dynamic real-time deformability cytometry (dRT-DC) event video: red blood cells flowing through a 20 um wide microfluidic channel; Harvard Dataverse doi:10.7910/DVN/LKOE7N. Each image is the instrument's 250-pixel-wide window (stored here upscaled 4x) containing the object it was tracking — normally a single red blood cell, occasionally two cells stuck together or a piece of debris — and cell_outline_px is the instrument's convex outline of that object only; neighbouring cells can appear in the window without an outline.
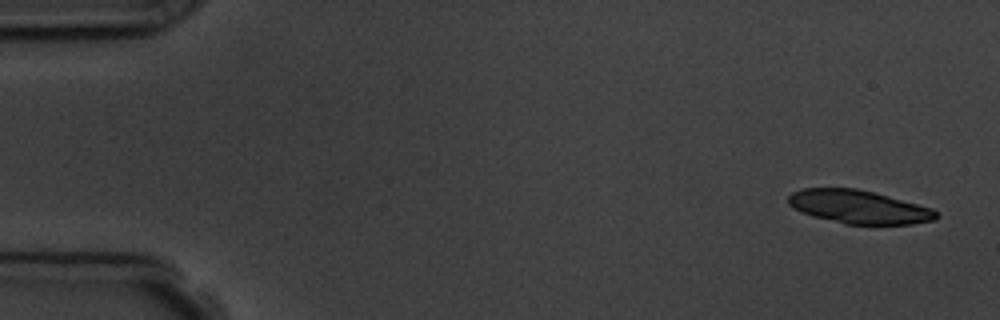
{"species": "common noctule bat (a hibernating species)", "species_latin": "Nyctalus noctula", "temperature_condition": "room temperature", "stored_images_in_passage": 15, "segment_of_instrument_passage": [1, 2], "camera_frame_rate_fps": 3000, "um_per_image_px": 0.085, "animal": {"sex": "male", "body_mass_g": 19.5, "forearm_length_mm": 54.6}, "frame": {"image": 1, "passage_image": 1, "time_ms": 0.0, "image_size_px": [1000, 320], "cell_outline_px": [[940, 216], [936, 220], [912, 224], [844, 224], [812, 216], [800, 212], [792, 208], [788, 204], [788, 196], [792, 192], [800, 188], [856, 188], [888, 196], [932, 208]], "centroid_in_image_um": [72.96, 17.59], "position_along_channel_um": 12.0, "area_um2": 28.84}}